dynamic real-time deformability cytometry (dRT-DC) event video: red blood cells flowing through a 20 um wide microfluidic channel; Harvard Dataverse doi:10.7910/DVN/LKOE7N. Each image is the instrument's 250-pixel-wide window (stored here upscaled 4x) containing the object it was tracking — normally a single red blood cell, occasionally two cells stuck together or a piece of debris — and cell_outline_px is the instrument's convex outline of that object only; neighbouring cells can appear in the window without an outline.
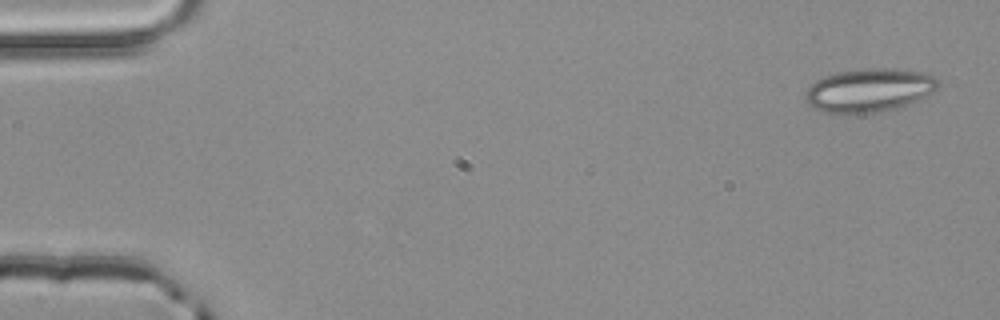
{"species": "common noctule bat (a hibernating species)", "species_latin": "Nyctalus noctula", "temperature_condition": "room temperature", "stored_images_in_passage": 4, "camera_frame_rate_fps": 3000, "um_per_image_px": 0.085, "animal": {"sex": "male", "body_mass_g": 20.4}, "frame": {"image": 1, "passage_image": 1, "time_ms": 0.0, "image_size_px": [1000, 320], "cell_outline_px": [[940, 84], [932, 92], [908, 104], [896, 108], [872, 112], [824, 112], [812, 108], [808, 104], [804, 96], [808, 88], [816, 80], [840, 72], [864, 68], [896, 68], [924, 72], [936, 76], [940, 80]], "centroid_in_image_um": [73.91, 7.64], "position_along_channel_um": 11.1, "area_um2": 33.29}}